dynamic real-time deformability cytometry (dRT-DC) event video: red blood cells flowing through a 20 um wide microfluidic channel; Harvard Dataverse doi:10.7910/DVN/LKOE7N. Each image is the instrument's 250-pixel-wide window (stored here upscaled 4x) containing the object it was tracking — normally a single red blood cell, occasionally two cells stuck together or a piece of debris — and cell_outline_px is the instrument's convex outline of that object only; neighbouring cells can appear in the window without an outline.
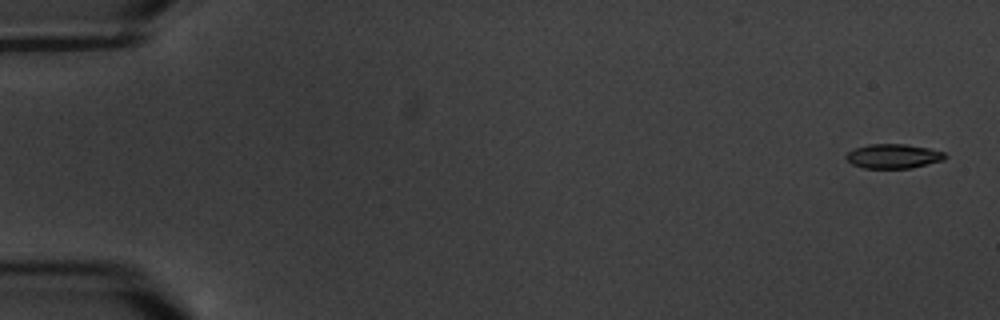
{"species": "common noctule bat (a hibernating species)", "species_latin": "Nyctalus noctula", "temperature_condition": "warm", "stored_images_in_passage": 6, "camera_frame_rate_fps": 3000, "um_per_image_px": 0.085, "animal": {"sex": "male", "body_mass_g": 20.1, "forearm_length_mm": 53.5}, "frame": {"image": 1, "passage_image": 1, "time_ms": 0.0, "image_size_px": [1000, 320], "cell_outline_px": [[948, 156], [944, 160], [912, 168], [864, 168], [852, 164], [844, 156], [848, 152], [856, 148], [868, 144], [904, 144], [928, 148], [944, 152]], "centroid_in_image_um": [75.95, 13.28], "position_along_channel_um": 9.0, "area_um2": 14.05}}
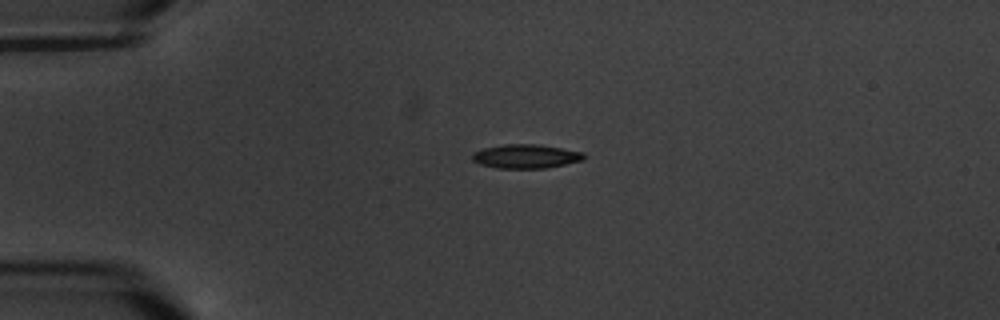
{"frame": {"image": 2, "passage_image": 5, "time_ms": 4.333, "image_size_px": [1000, 320], "cell_outline_px": [[584, 160], [548, 168], [496, 168], [480, 164], [472, 160], [472, 152], [484, 148], [504, 144], [540, 144], [584, 152]], "centroid_in_image_um": [44.7, 13.28], "position_along_channel_um": 40.3, "area_um2": 15.72}}